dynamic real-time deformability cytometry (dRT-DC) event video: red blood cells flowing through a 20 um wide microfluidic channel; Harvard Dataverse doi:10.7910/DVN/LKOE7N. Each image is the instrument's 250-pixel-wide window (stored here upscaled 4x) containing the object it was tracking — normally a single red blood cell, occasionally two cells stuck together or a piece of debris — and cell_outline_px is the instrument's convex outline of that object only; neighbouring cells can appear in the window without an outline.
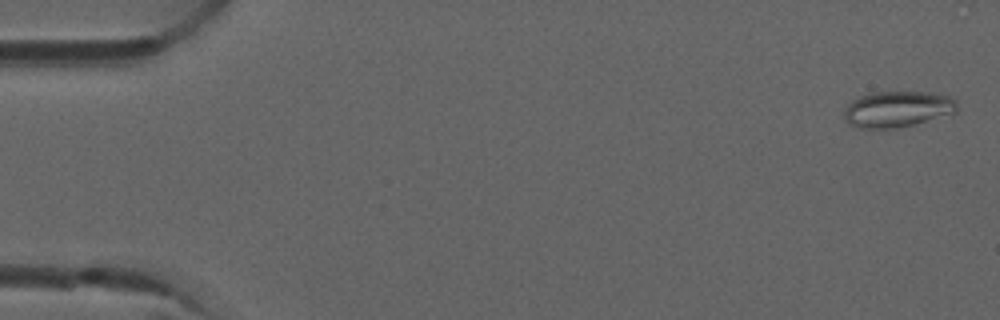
{"species": "common noctule bat (a hibernating species)", "species_latin": "Nyctalus noctula", "temperature_condition": "room temperature", "stored_images_in_passage": 5, "camera_frame_rate_fps": 3000, "um_per_image_px": 0.085, "animal": {"sex": "male", "forearm_length_mm": 52.5}, "frame": {"image": 1, "passage_image": 1, "time_ms": 0.0, "image_size_px": [1000, 320], "cell_outline_px": [[956, 112], [912, 124], [896, 128], [860, 128], [848, 124], [844, 120], [844, 108], [852, 100], [860, 96], [872, 92], [928, 92], [948, 96], [956, 100]], "centroid_in_image_um": [76.22, 9.27], "position_along_channel_um": 8.8, "area_um2": 23.52}}
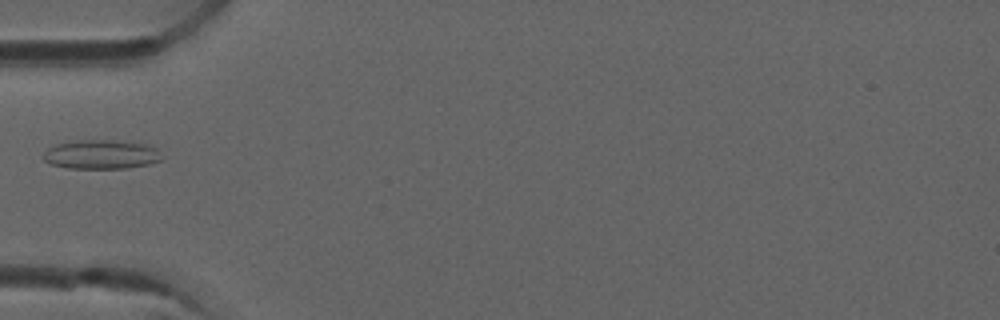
{"frame": {"image": 2, "passage_image": 5, "time_ms": 1.333, "image_size_px": [1000, 320], "cell_outline_px": [[164, 156], [160, 160], [148, 164], [128, 168], [68, 168], [52, 164], [44, 160], [40, 156], [48, 148], [56, 144], [80, 140], [104, 140], [144, 144], [156, 148]], "centroid_in_image_um": [8.58, 13.14], "position_along_channel_um": 76.4, "area_um2": 19.94}}